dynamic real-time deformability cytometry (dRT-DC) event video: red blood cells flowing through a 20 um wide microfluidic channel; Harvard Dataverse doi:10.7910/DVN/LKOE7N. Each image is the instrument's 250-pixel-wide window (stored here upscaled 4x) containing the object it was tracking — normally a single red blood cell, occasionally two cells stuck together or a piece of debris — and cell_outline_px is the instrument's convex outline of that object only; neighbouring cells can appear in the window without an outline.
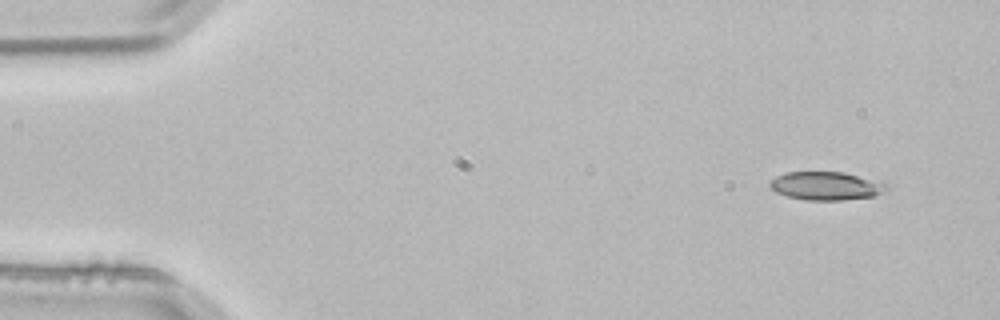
{"species": "common noctule bat (a hibernating species)", "species_latin": "Nyctalus noctula", "temperature_condition": "room temperature", "stored_images_in_passage": 2, "camera_frame_rate_fps": 3000, "um_per_image_px": 0.085, "animal": {"sex": "male", "body_mass_g": 21.5, "forearm_length_mm": 52.0}, "frame": {"image": 1, "passage_image": 1, "time_ms": 0.0, "image_size_px": [1000, 320], "cell_outline_px": [[888, 188], [872, 196], [844, 200], [808, 200], [788, 196], [776, 192], [768, 184], [776, 176], [784, 172], [844, 172], [880, 180], [888, 184]], "centroid_in_image_um": [70.24, 15.78], "position_along_channel_um": 14.8, "area_um2": 19.25}}